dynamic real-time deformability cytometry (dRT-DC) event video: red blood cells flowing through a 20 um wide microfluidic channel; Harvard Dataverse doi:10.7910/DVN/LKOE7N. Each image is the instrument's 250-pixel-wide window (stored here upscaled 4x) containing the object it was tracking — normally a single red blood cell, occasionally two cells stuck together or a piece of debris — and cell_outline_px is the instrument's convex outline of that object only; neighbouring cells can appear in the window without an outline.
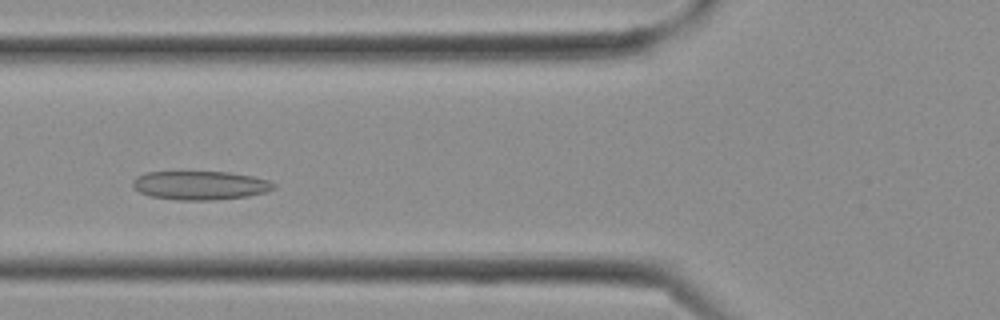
{"species": "Egyptian fruit bat (a non-hibernating species)", "species_latin": "Rousettus aegyptiacus", "temperature_condition": "cold", "stored_images_in_passage": 27, "camera_frame_rate_fps": 3000, "um_per_image_px": 0.085, "frame": {"image": 1, "passage_image": 9, "time_ms": 2.667, "image_size_px": [1000, 320], "cell_outline_px": [[276, 188], [264, 192], [248, 196], [212, 200], [176, 200], [148, 196], [140, 192], [132, 184], [132, 180], [136, 176], [148, 172], [228, 172], [252, 176], [268, 180], [276, 184]], "centroid_in_image_um": [17.01, 15.76], "position_along_channel_um": 108.8, "area_um2": 23.64}}
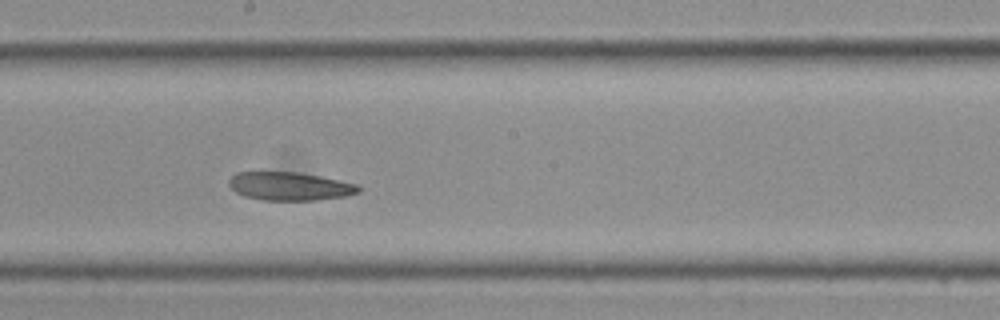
{"frame": {"image": 2, "passage_image": 14, "time_ms": 4.333, "image_size_px": [1000, 320], "cell_outline_px": [[360, 192], [344, 196], [316, 200], [260, 200], [244, 196], [236, 192], [228, 184], [228, 180], [236, 172], [296, 172], [320, 176], [356, 184], [360, 188]], "centroid_in_image_um": [24.59, 15.83], "position_along_channel_um": 223.6, "area_um2": 21.27}}
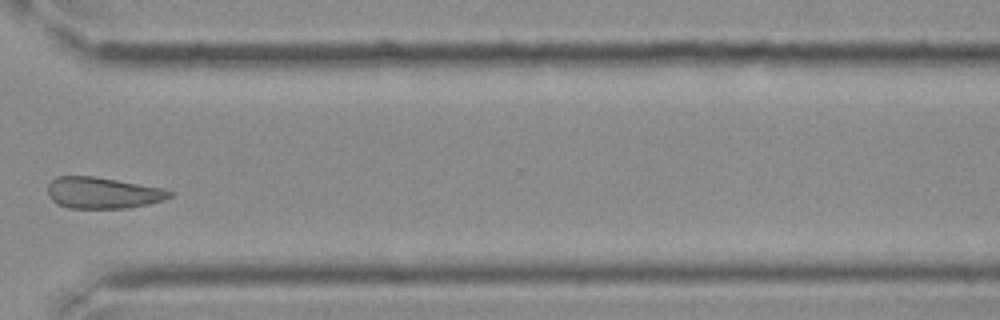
{"frame": {"image": 3, "passage_image": 20, "time_ms": 6.333, "image_size_px": [1000, 320], "cell_outline_px": [[172, 196], [164, 200], [148, 204], [128, 208], [68, 208], [56, 204], [48, 196], [48, 184], [56, 176], [96, 176], [164, 188], [172, 192]], "centroid_in_image_um": [8.73, 16.39], "position_along_channel_um": 361.9, "area_um2": 22.48}}